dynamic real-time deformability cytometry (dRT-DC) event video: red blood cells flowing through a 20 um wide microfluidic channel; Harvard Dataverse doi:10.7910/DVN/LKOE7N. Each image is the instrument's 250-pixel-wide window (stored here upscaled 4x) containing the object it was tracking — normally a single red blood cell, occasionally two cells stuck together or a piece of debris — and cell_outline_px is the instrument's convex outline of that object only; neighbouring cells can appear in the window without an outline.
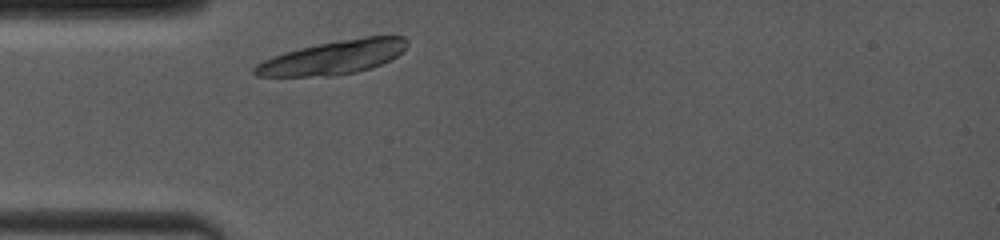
{"species": "common noctule bat (a hibernating species)", "species_latin": "Nyctalus noctula", "temperature_condition": "room temperature", "stored_images_in_passage": 1, "camera_frame_rate_fps": 4000, "um_per_image_px": 0.085, "animal": {"sex": "female", "body_mass_g": 19.0, "forearm_length_mm": 53.3}, "frame": {"image": 1, "passage_image": 1, "time_ms": 0.0, "image_size_px": [1000, 240], "cell_outline_px": [[408, 44], [396, 56], [380, 64], [356, 72], [336, 76], [256, 76], [252, 72], [252, 68], [256, 64], [272, 56], [284, 52], [300, 48], [340, 40], [364, 36], [404, 36], [408, 40]], "centroid_in_image_um": [28.29, 4.88], "position_along_channel_um": 56.7, "area_um2": 29.71}}